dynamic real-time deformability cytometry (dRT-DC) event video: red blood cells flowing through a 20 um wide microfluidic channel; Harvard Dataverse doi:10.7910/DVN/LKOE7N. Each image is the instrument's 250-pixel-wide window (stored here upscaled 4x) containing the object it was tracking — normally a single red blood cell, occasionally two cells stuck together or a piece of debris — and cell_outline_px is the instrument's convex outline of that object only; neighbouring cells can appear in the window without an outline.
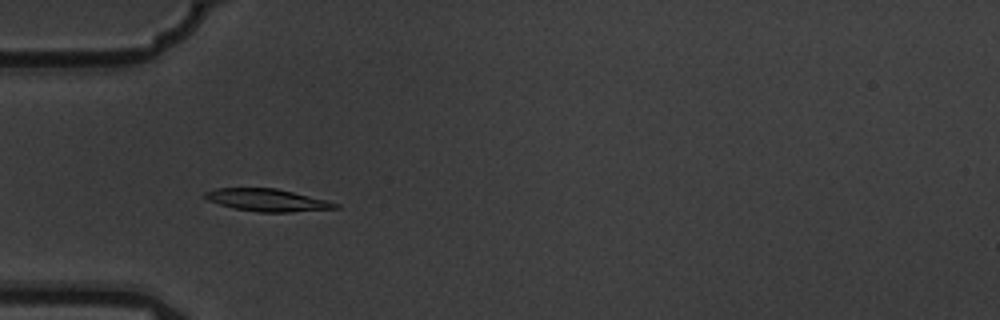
{"species": "common noctule bat (a hibernating species)", "species_latin": "Nyctalus noctula", "temperature_condition": "warm", "stored_images_in_passage": 6, "camera_frame_rate_fps": 3000, "um_per_image_px": 0.085, "animal": {"sex": "male", "body_mass_g": 19.5, "forearm_length_mm": 54.6}, "frame": {"image": 1, "passage_image": 5, "time_ms": 1.333, "image_size_px": [1000, 320], "cell_outline_px": [[340, 208], [288, 212], [260, 212], [232, 208], [208, 200], [200, 196], [204, 192], [216, 188], [276, 188], [340, 204]], "centroid_in_image_um": [22.65, 17.01], "position_along_channel_um": 62.4, "area_um2": 16.88}}
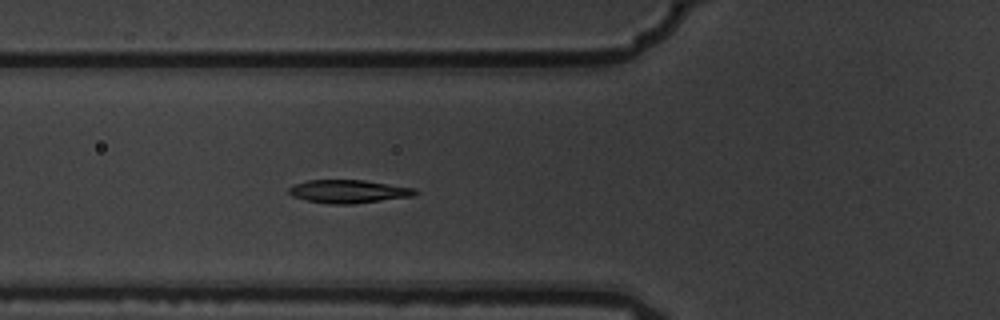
{"frame": {"image": 2, "passage_image": 6, "time_ms": 1.667, "image_size_px": [1000, 320], "cell_outline_px": [[420, 192], [416, 196], [352, 204], [328, 204], [308, 200], [292, 196], [288, 192], [288, 188], [292, 184], [308, 180], [364, 180], [416, 188]], "centroid_in_image_um": [29.66, 16.27], "position_along_channel_um": 96.1, "area_um2": 17.28}}